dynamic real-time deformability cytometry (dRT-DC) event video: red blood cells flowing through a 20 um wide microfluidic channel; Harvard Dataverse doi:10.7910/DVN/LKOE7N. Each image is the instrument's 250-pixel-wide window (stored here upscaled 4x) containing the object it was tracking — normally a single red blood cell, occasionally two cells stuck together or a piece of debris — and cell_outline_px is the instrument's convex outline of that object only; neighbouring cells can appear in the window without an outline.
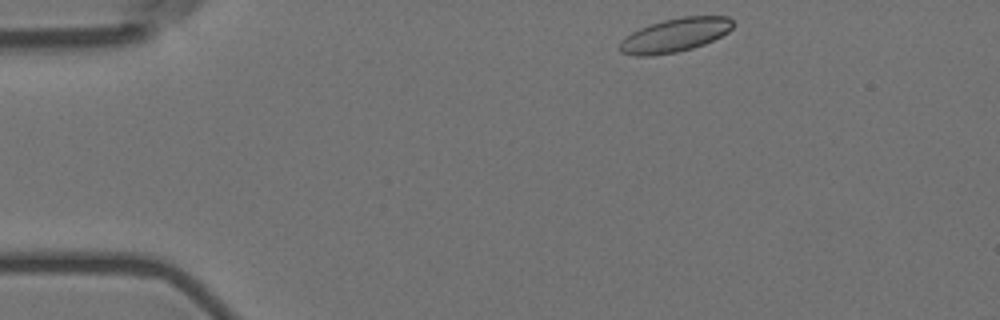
{"species": "Egyptian fruit bat (a non-hibernating species)", "species_latin": "Rousettus aegyptiacus", "temperature_condition": "room temperature", "stored_images_in_passage": 7, "camera_frame_rate_fps": 3000, "um_per_image_px": 0.085, "animal": {"sex": "female"}, "frame": {"image": 1, "passage_image": 1, "time_ms": 0.0, "image_size_px": [1000, 320], "cell_outline_px": [[736, 24], [728, 32], [704, 44], [692, 48], [676, 52], [652, 56], [636, 56], [620, 52], [620, 40], [624, 36], [640, 28], [664, 20], [680, 16], [728, 16]], "centroid_in_image_um": [57.37, 2.98], "position_along_channel_um": 27.6, "area_um2": 22.31}}